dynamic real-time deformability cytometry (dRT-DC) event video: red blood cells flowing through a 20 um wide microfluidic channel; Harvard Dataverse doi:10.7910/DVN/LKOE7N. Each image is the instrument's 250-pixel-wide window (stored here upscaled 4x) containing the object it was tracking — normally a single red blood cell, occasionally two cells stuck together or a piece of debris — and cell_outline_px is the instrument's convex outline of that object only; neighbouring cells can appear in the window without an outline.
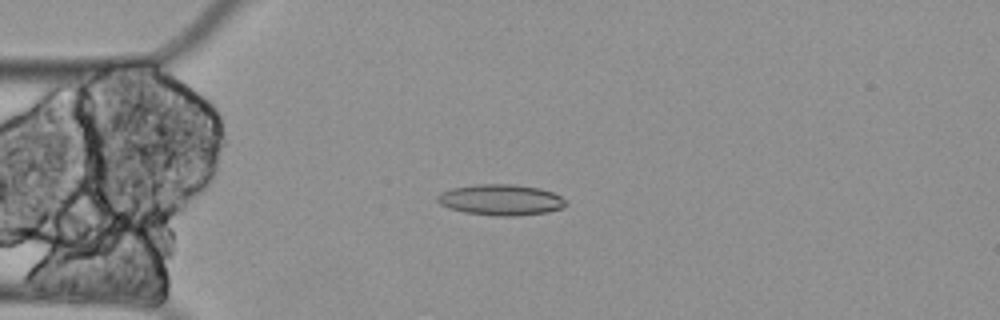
{"species": "Egyptian fruit bat (a non-hibernating species)", "species_latin": "Rousettus aegyptiacus", "temperature_condition": "cold", "stored_images_in_passage": 21, "camera_frame_rate_fps": 3000, "um_per_image_px": 0.085, "animal": {"sex": "female"}, "frame": {"image": 1, "passage_image": 15, "time_ms": 4.667, "image_size_px": [1000, 320], "cell_outline_px": [[568, 204], [560, 208], [548, 212], [520, 216], [496, 216], [464, 212], [448, 208], [440, 204], [436, 200], [436, 196], [440, 192], [452, 188], [476, 184], [512, 184], [540, 188], [552, 192], [568, 200]], "centroid_in_image_um": [42.57, 16.99], "position_along_channel_um": 42.4, "area_um2": 23.41}}
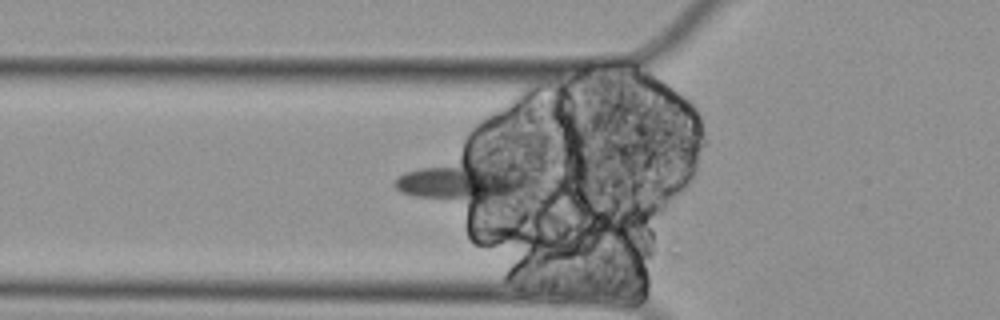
{"frame": {"image": 2, "passage_image": 20, "time_ms": 6.333, "image_size_px": [1000, 320], "cell_outline_px": [[524, 180], [520, 188], [512, 192], [476, 204], [412, 196], [400, 192], [392, 184], [404, 172], [464, 144], [524, 176]], "centroid_in_image_um": [39.09, 15.12], "position_along_channel_um": 86.7, "area_um2": 34.68}}